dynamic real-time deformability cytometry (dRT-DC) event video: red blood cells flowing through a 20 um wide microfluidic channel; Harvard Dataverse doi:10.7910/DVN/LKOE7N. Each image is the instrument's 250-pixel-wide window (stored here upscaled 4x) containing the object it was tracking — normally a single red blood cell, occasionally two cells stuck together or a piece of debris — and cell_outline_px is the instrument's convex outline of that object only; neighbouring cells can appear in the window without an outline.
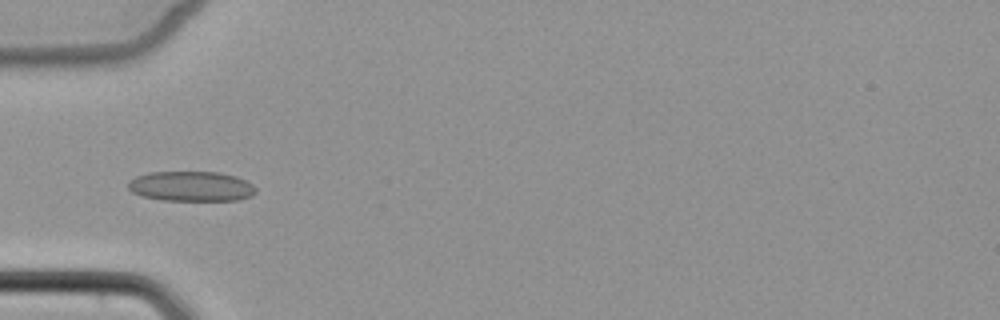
{"species": "common noctule bat (a hibernating species)", "species_latin": "Nyctalus noctula", "temperature_condition": "cold", "stored_images_in_passage": 5, "camera_frame_rate_fps": 3000, "um_per_image_px": 0.085, "animal": {"sex": "female", "body_mass_g": 22.7, "forearm_length_mm": 54.2}, "frame": {"image": 1, "passage_image": 4, "time_ms": 4.333, "image_size_px": [1000, 320], "cell_outline_px": [[256, 192], [252, 196], [240, 200], [160, 200], [140, 196], [132, 192], [128, 188], [128, 180], [136, 176], [148, 172], [220, 172], [236, 176], [252, 184], [256, 188]], "centroid_in_image_um": [16.23, 15.83], "position_along_channel_um": 68.8, "area_um2": 22.54}}
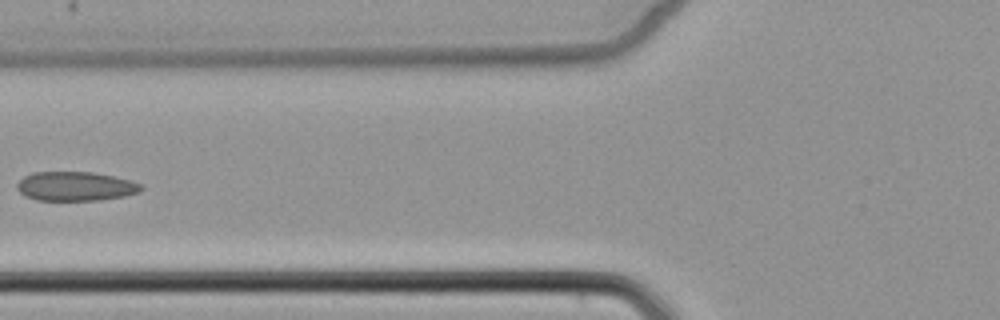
{"frame": {"image": 2, "passage_image": 5, "time_ms": 5.667, "image_size_px": [1000, 320], "cell_outline_px": [[144, 188], [140, 192], [124, 196], [100, 200], [36, 200], [24, 196], [16, 188], [16, 184], [24, 176], [32, 172], [92, 172], [132, 180], [140, 184]], "centroid_in_image_um": [6.41, 15.83], "position_along_channel_um": 119.4, "area_um2": 21.21}}